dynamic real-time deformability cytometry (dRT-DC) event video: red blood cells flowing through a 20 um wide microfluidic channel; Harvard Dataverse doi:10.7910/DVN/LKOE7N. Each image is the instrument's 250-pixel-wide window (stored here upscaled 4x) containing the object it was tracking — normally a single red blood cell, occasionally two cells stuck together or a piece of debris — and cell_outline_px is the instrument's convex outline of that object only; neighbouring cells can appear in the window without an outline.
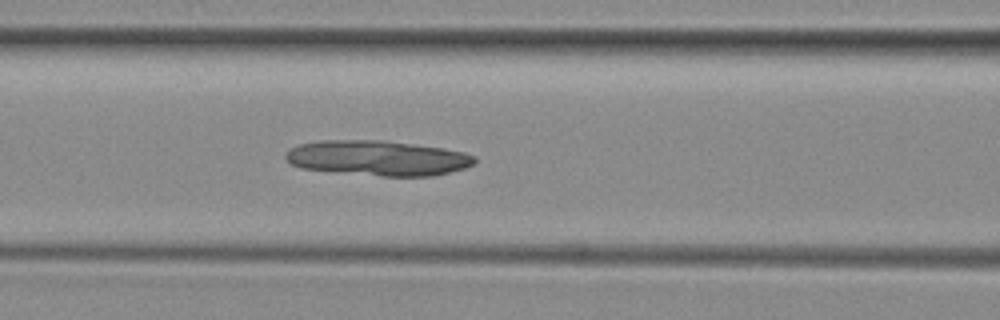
{"species": "common noctule bat (a hibernating species)", "species_latin": "Nyctalus noctula", "temperature_condition": "room temperature", "stored_images_in_passage": 49, "camera_frame_rate_fps": 3000, "um_per_image_px": 0.085, "animal": {"sex": "female", "body_mass_g": 29.2, "forearm_length_mm": 56.3}, "frame": {"image": 1, "passage_image": 19, "time_ms": 6.0, "image_size_px": [1000, 320], "cell_outline_px": [[476, 160], [472, 164], [464, 168], [432, 176], [380, 176], [300, 168], [292, 164], [284, 156], [292, 148], [300, 144], [320, 140], [380, 140], [444, 148], [464, 152], [476, 156]], "centroid_in_image_um": [32.12, 13.43], "position_along_channel_um": 134.5, "area_um2": 38.38}}
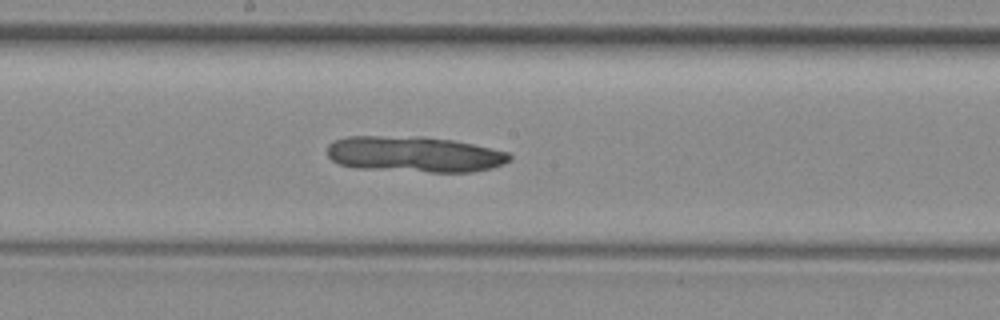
{"frame": {"image": 2, "passage_image": 25, "time_ms": 8.0, "image_size_px": [1000, 320], "cell_outline_px": [[512, 160], [504, 164], [492, 168], [472, 172], [428, 172], [356, 168], [340, 164], [332, 160], [328, 156], [328, 144], [332, 140], [348, 136], [416, 136], [452, 140], [472, 144], [508, 152], [512, 156]], "centroid_in_image_um": [35.22, 13.11], "position_along_channel_um": 213.0, "area_um2": 38.32}}
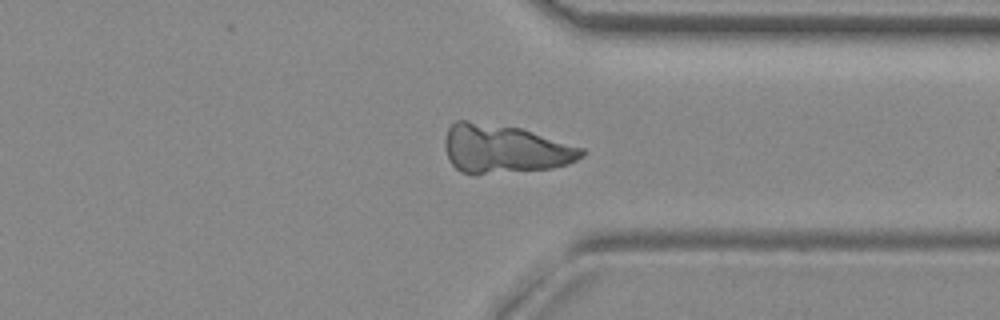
{"frame": {"image": 3, "passage_image": 37, "time_ms": 12.0, "image_size_px": [1000, 320], "cell_outline_px": [[584, 156], [568, 164], [552, 168], [484, 172], [460, 172], [448, 160], [444, 144], [444, 140], [448, 128], [456, 120], [468, 120], [520, 128], [584, 148]], "centroid_in_image_um": [42.86, 12.62], "position_along_channel_um": 368.5, "area_um2": 37.97}}